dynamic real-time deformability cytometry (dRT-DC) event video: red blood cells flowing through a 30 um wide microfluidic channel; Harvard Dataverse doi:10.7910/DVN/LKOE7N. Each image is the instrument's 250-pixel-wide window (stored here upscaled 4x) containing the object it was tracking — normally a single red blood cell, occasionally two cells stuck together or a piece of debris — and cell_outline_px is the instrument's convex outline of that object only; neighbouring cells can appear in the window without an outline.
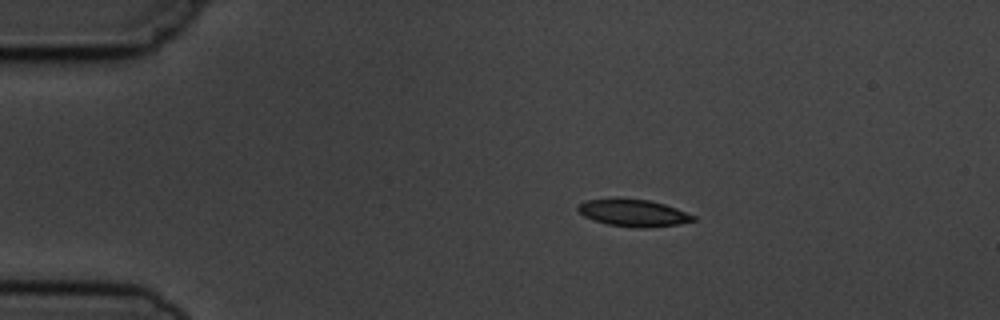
{"species": "common noctule bat (a hibernating species)", "species_latin": "Nyctalus noctula", "temperature_condition": "cold", "stored_images_in_passage": 7, "camera_frame_rate_fps": 3000, "um_per_image_px": 0.085, "animal": {"sex": "male", "body_mass_g": 19.5, "forearm_length_mm": 54.6}, "frame": {"image": 1, "passage_image": 3, "time_ms": 2.333, "image_size_px": [1000, 320], "cell_outline_px": [[696, 220], [676, 224], [640, 228], [636, 228], [608, 224], [584, 216], [576, 208], [584, 200], [616, 196], [648, 200], [664, 204], [676, 208], [696, 216]], "centroid_in_image_um": [53.79, 18.05], "position_along_channel_um": 31.2, "area_um2": 18.38}}
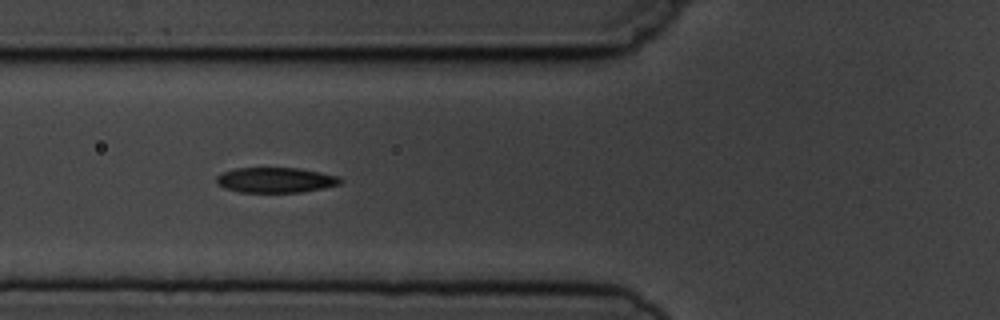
{"frame": {"image": 2, "passage_image": 6, "time_ms": 5.667, "image_size_px": [1000, 320], "cell_outline_px": [[344, 180], [340, 184], [324, 188], [300, 192], [240, 192], [224, 188], [216, 180], [216, 176], [224, 172], [236, 168], [300, 168], [340, 176]], "centroid_in_image_um": [23.48, 15.3], "position_along_channel_um": 102.3, "area_um2": 18.21}}
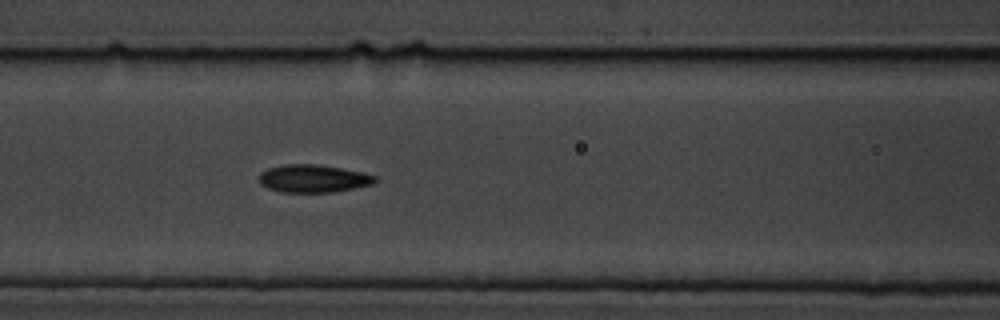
{"frame": {"image": 3, "passage_image": 7, "time_ms": 6.667, "image_size_px": [1000, 320], "cell_outline_px": [[376, 180], [372, 184], [332, 192], [280, 192], [268, 188], [260, 184], [260, 172], [268, 168], [284, 164], [316, 164], [340, 168], [360, 172], [376, 176]], "centroid_in_image_um": [26.58, 15.17], "position_along_channel_um": 140.0, "area_um2": 18.55}}